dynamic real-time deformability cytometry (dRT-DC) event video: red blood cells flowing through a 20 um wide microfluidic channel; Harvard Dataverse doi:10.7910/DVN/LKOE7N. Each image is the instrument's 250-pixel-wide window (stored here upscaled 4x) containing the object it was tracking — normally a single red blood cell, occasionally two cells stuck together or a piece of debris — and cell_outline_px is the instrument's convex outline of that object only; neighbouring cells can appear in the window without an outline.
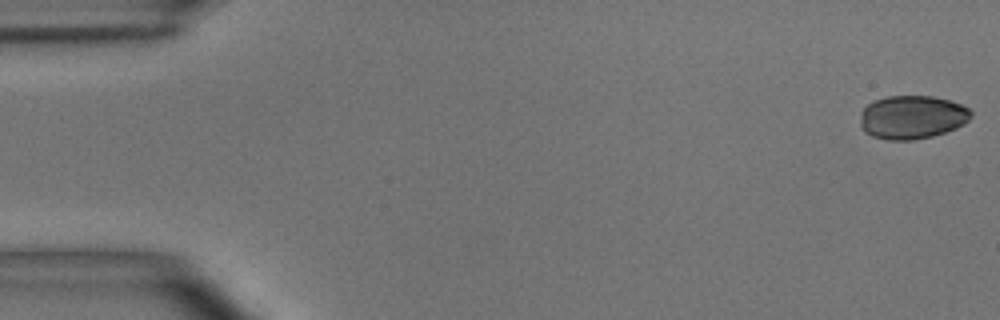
{"species": "common noctule bat (a hibernating species)", "species_latin": "Nyctalus noctula", "temperature_condition": "room temperature", "stored_images_in_passage": 55, "camera_frame_rate_fps": 3000, "um_per_image_px": 0.085, "animal": {"sex": "male", "body_mass_g": 15.6}, "frame": {"image": 1, "passage_image": 1, "time_ms": 0.0, "image_size_px": [1000, 320], "cell_outline_px": [[972, 116], [964, 124], [956, 128], [932, 136], [912, 140], [888, 140], [872, 136], [864, 132], [860, 124], [860, 112], [868, 104], [876, 100], [888, 96], [932, 96], [948, 100], [960, 104], [968, 108], [972, 112]], "centroid_in_image_um": [77.52, 9.96], "position_along_channel_um": 7.5, "area_um2": 28.09}}
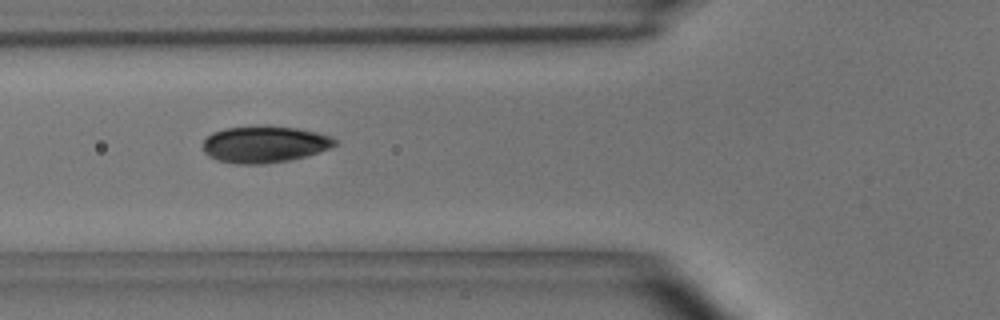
{"frame": {"image": 2, "passage_image": 20, "time_ms": 6.333, "image_size_px": [1000, 320], "cell_outline_px": [[340, 144], [304, 156], [288, 160], [264, 164], [236, 164], [216, 160], [208, 156], [204, 152], [204, 140], [212, 132], [224, 128], [264, 124], [296, 128], [316, 132], [328, 136], [336, 140]], "centroid_in_image_um": [22.44, 12.25], "position_along_channel_um": 103.4, "area_um2": 28.38}}
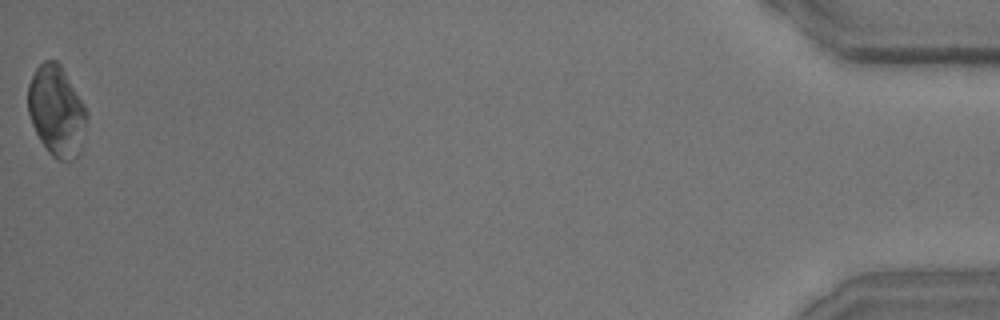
{"frame": {"image": 3, "passage_image": 55, "time_ms": 18.0, "image_size_px": [1000, 320], "cell_outline_px": [[88, 116], [80, 152], [72, 160], [56, 160], [48, 152], [40, 140], [32, 124], [28, 112], [28, 84], [36, 68], [44, 60], [56, 60], [60, 64], [84, 104], [88, 112]], "centroid_in_image_um": [4.81, 9.44], "position_along_channel_um": 430.4, "area_um2": 30.98}, "authors_computed_cell_mechanics": {"area_um2": 28.4376, "velocity_mm_per_s": 3.613, "shape_relaxation_time_tau1_ms": 4.1759, "shape_relaxation_time_tau2_ms": 3.0305, "deformation_change_tau1": 0.1096, "deformation_change_tau2": 0.036}}